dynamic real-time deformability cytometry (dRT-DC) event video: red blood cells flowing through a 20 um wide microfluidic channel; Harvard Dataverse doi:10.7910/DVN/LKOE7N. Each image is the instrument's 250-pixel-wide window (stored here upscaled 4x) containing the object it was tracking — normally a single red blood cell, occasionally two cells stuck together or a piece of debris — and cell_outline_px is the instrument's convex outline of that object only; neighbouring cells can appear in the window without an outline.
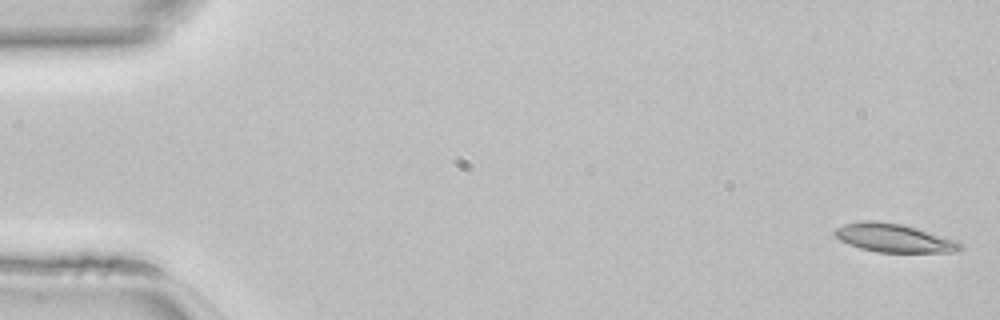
{"species": "common noctule bat (a hibernating species)", "species_latin": "Nyctalus noctula", "temperature_condition": "room temperature", "stored_images_in_passage": 46, "camera_frame_rate_fps": 3000, "um_per_image_px": 0.085, "animal": {"sex": "female", "body_mass_g": 22.7, "forearm_length_mm": 54.2}, "frame": {"image": 1, "passage_image": 1, "time_ms": 0.0, "image_size_px": [1000, 320], "cell_outline_px": [[964, 248], [956, 252], [876, 252], [860, 248], [848, 244], [840, 240], [832, 232], [836, 228], [844, 224], [864, 220], [876, 220], [904, 224], [960, 240], [964, 244]], "centroid_in_image_um": [76.05, 20.22], "position_along_channel_um": 8.9, "area_um2": 21.33}}
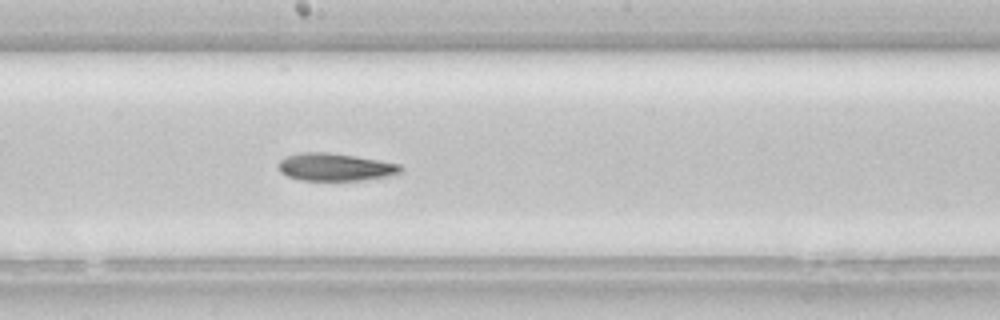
{"frame": {"image": 2, "passage_image": 25, "time_ms": 8.0, "image_size_px": [1000, 320], "cell_outline_px": [[404, 168], [396, 176], [360, 180], [300, 180], [288, 176], [280, 172], [276, 164], [280, 160], [288, 156], [300, 152], [328, 152], [356, 156], [400, 164]], "centroid_in_image_um": [28.52, 14.2], "position_along_channel_um": 219.7, "area_um2": 19.88}}
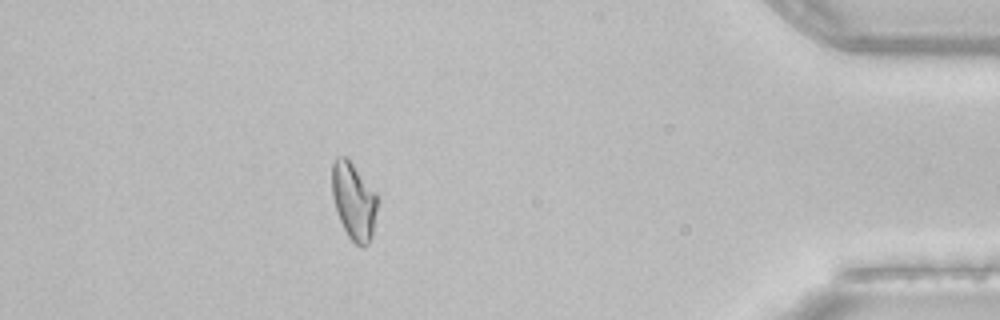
{"frame": {"image": 3, "passage_image": 41, "time_ms": 13.333, "image_size_px": [1000, 320], "cell_outline_px": [[376, 212], [372, 236], [368, 244], [356, 244], [348, 236], [340, 220], [332, 196], [332, 164], [336, 156], [348, 156], [376, 192]], "centroid_in_image_um": [30.05, 17.01], "position_along_channel_um": 405.1, "area_um2": 20.29}}